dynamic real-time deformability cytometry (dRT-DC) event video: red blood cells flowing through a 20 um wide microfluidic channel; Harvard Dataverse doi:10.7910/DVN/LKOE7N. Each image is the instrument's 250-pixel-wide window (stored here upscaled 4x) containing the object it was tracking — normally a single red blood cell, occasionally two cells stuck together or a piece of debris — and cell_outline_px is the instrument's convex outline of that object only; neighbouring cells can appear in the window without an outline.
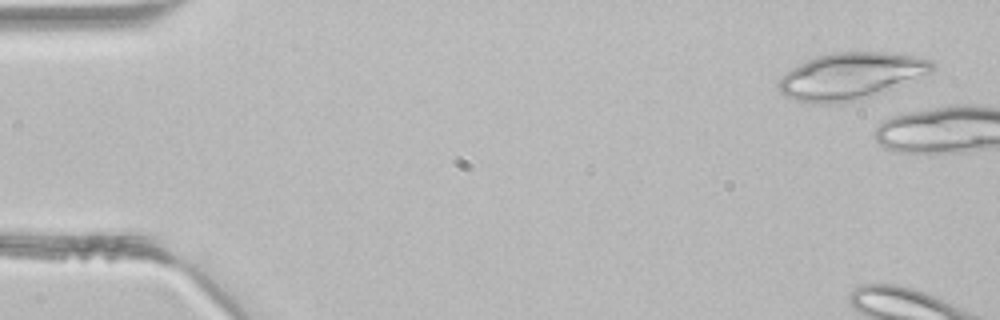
{"species": "common noctule bat (a hibernating species)", "species_latin": "Nyctalus noctula", "temperature_condition": "room temperature", "stored_images_in_passage": 4, "camera_frame_rate_fps": 3000, "um_per_image_px": 0.085, "animal": {"sex": "male", "body_mass_g": 21.5, "forearm_length_mm": 52.0}, "frame": {"image": 1, "passage_image": 1, "time_ms": 0.0, "image_size_px": [1000, 320], "cell_outline_px": [[936, 68], [932, 72], [872, 96], [860, 100], [840, 104], [812, 104], [792, 100], [784, 96], [780, 92], [776, 84], [780, 76], [784, 72], [816, 56], [836, 52], [884, 52], [916, 56], [932, 60], [936, 64]], "centroid_in_image_um": [72.27, 6.48], "position_along_channel_um": 12.7, "area_um2": 42.31}}